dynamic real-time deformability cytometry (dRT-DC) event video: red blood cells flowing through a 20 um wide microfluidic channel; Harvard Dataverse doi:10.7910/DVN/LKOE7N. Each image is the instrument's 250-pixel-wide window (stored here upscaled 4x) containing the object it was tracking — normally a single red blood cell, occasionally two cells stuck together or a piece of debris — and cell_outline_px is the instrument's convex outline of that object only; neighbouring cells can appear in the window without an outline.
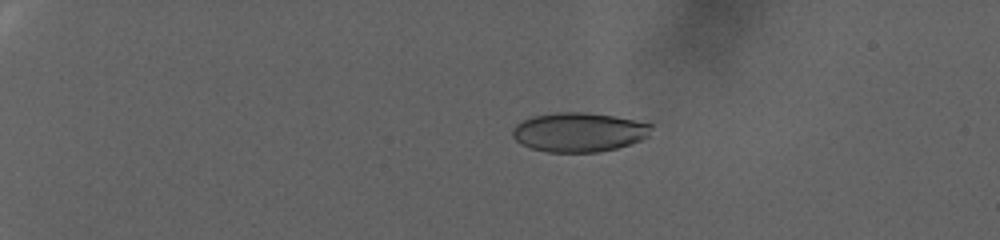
{"species": "human", "species_latin": "Homo sapiens", "temperature_condition": "warm", "stored_images_in_passage": 99, "camera_frame_rate_fps": 3000, "um_per_image_px": 0.085, "donor": {"sex": "female"}, "frame": {"image": 1, "passage_image": 25, "time_ms": 8.0, "image_size_px": [1000, 240], "cell_outline_px": [[652, 124], [648, 136], [640, 140], [616, 148], [600, 152], [548, 152], [532, 148], [520, 144], [512, 136], [512, 128], [516, 124], [532, 116], [556, 112], [588, 112], [616, 116]], "centroid_in_image_um": [49.18, 11.22], "position_along_channel_um": 35.8, "area_um2": 31.79}}
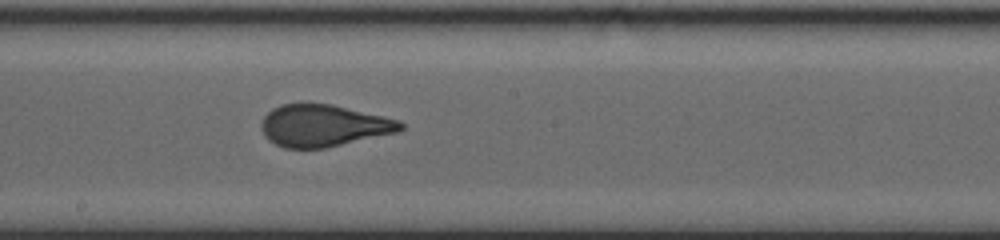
{"frame": {"image": 2, "passage_image": 63, "time_ms": 20.667, "image_size_px": [1000, 240], "cell_outline_px": [[404, 128], [400, 132], [324, 148], [284, 148], [268, 140], [264, 136], [260, 124], [264, 116], [272, 108], [280, 104], [332, 104], [384, 116], [400, 120], [404, 124]], "centroid_in_image_um": [27.51, 10.68], "position_along_channel_um": 220.7, "area_um2": 34.16}}
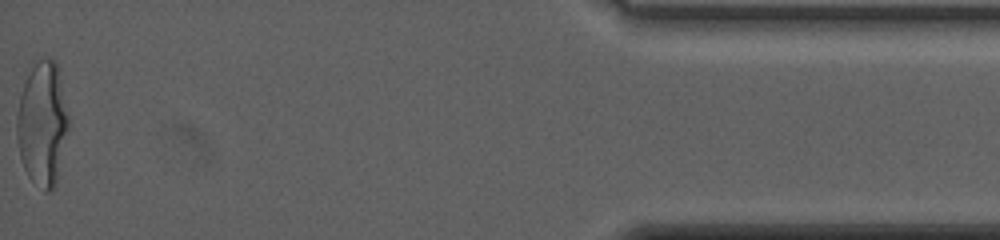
{"frame": {"image": 3, "passage_image": 99, "time_ms": 32.667, "image_size_px": [1000, 240], "cell_outline_px": [[68, 128], [56, 184], [48, 192], [44, 192], [28, 176], [24, 168], [20, 156], [16, 136], [16, 116], [20, 96], [24, 84], [32, 68], [44, 56], [56, 60], [68, 112]], "centroid_in_image_um": [3.6, 10.53], "position_along_channel_um": 431.6, "area_um2": 37.17}}